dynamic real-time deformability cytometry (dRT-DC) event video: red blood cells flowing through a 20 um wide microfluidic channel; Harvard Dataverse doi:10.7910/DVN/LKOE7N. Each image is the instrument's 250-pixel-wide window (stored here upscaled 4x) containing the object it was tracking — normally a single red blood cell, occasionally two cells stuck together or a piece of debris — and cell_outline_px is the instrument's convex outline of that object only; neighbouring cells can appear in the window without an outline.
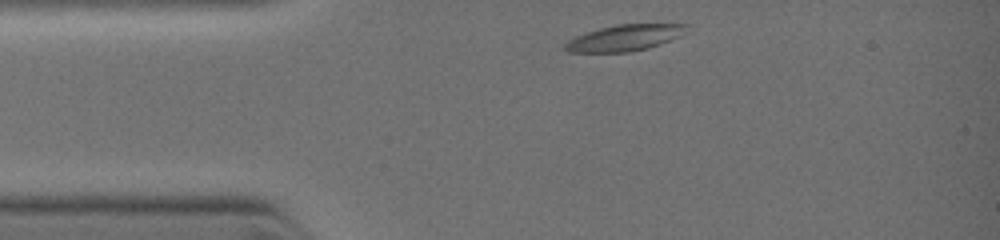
{"species": "common noctule bat (a hibernating species)", "species_latin": "Nyctalus noctula", "temperature_condition": "warm", "stored_images_in_passage": 2, "camera_frame_rate_fps": 3000, "um_per_image_px": 0.085, "animal": {"sex": "female", "body_mass_g": 19.0, "forearm_length_mm": 51.5}, "frame": {"image": 1, "passage_image": 1, "time_ms": 0.0, "image_size_px": [1000, 240], "cell_outline_px": [[688, 24], [680, 36], [660, 44], [648, 48], [628, 52], [568, 52], [564, 48], [564, 44], [568, 40], [576, 36], [600, 28], [616, 24]], "centroid_in_image_um": [53.06, 3.22], "position_along_channel_um": 31.9, "area_um2": 18.26}}